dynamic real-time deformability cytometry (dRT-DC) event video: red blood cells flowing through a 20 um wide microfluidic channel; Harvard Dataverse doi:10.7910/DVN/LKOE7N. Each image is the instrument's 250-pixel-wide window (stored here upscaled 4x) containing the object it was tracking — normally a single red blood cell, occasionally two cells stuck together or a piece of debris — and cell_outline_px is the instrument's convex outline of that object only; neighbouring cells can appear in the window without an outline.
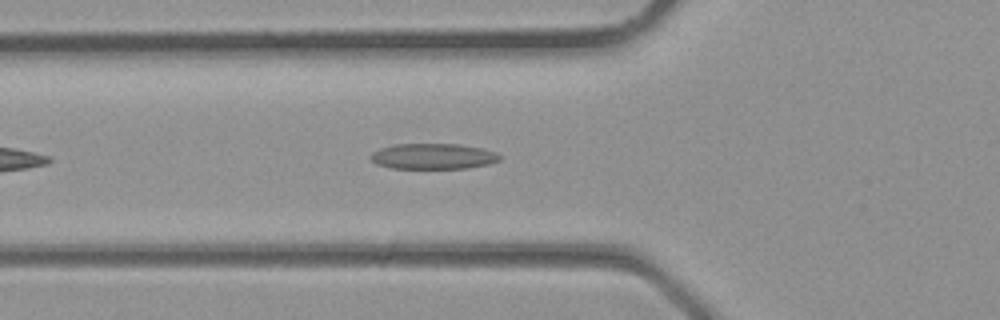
{"species": "common noctule bat (a hibernating species)", "species_latin": "Nyctalus noctula", "temperature_condition": "room temperature", "stored_images_in_passage": 18, "camera_frame_rate_fps": 3000, "um_per_image_px": 0.085, "animal": {"sex": "male", "body_mass_g": 23.1, "forearm_length_mm": 52.7}, "frame": {"image": 1, "passage_image": 5, "time_ms": 1.333, "image_size_px": [1000, 320], "cell_outline_px": [[500, 160], [488, 164], [468, 168], [392, 168], [376, 164], [368, 156], [372, 152], [380, 148], [396, 144], [460, 144], [484, 148], [496, 152], [500, 156]], "centroid_in_image_um": [36.82, 13.28], "position_along_channel_um": 89.0, "area_um2": 19.36}}
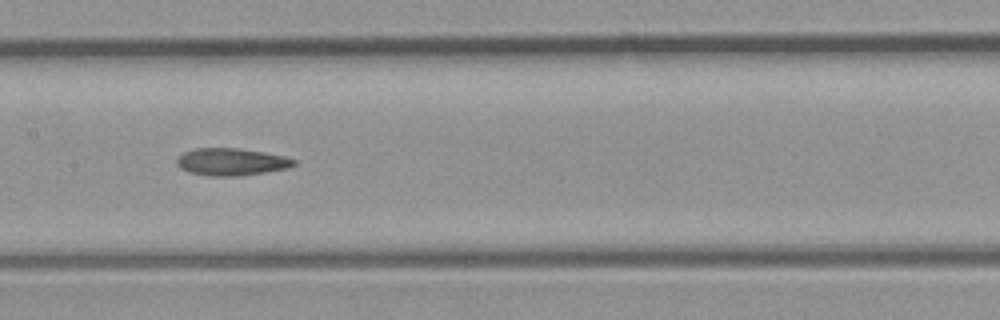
{"frame": {"image": 2, "passage_image": 10, "time_ms": 3.0, "image_size_px": [1000, 320], "cell_outline_px": [[296, 164], [288, 168], [240, 176], [208, 176], [192, 172], [180, 168], [176, 164], [176, 160], [184, 152], [192, 148], [236, 148], [284, 156], [296, 160]], "centroid_in_image_um": [19.65, 13.76], "position_along_channel_um": 187.8, "area_um2": 18.44}}
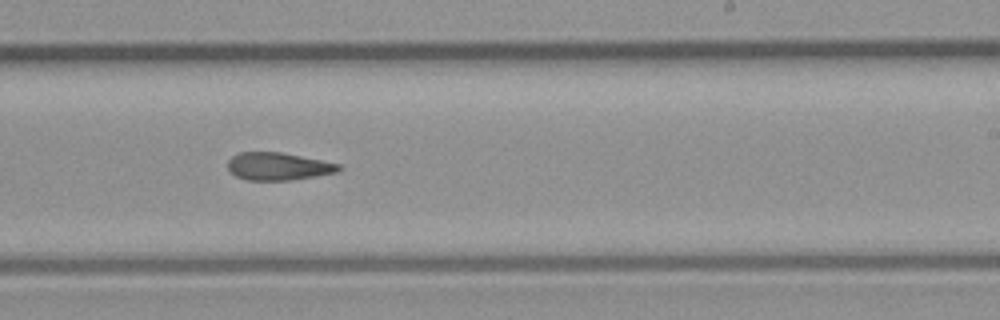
{"frame": {"image": 3, "passage_image": 14, "time_ms": 4.333, "image_size_px": [1000, 320], "cell_outline_px": [[344, 168], [336, 172], [292, 180], [248, 180], [236, 176], [228, 168], [228, 160], [232, 156], [240, 152], [280, 152], [340, 164]], "centroid_in_image_um": [23.64, 14.14], "position_along_channel_um": 265.4, "area_um2": 17.69}}